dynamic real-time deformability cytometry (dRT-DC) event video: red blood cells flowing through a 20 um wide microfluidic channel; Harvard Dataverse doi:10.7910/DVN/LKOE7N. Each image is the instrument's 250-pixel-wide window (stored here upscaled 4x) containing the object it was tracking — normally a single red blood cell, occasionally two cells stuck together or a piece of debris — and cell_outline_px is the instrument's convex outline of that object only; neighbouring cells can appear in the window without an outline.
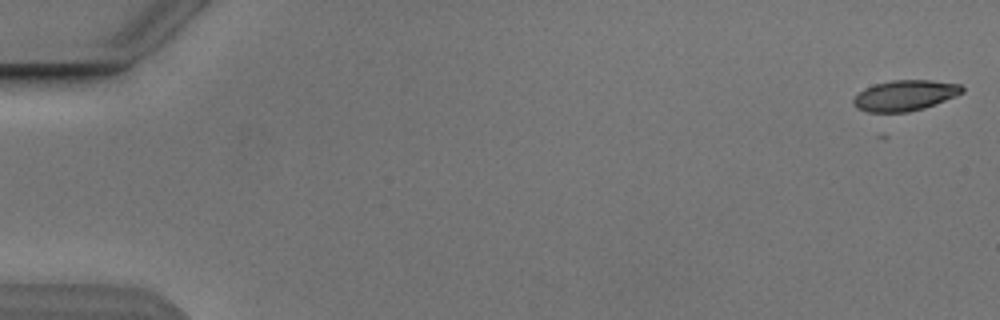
{"species": "Egyptian fruit bat (a non-hibernating species)", "species_latin": "Rousettus aegyptiacus", "temperature_condition": "cold", "stored_images_in_passage": 4, "camera_frame_rate_fps": 3000, "um_per_image_px": 0.085, "animal": {"sex": "male"}, "frame": {"image": 1, "passage_image": 1, "time_ms": 0.0, "image_size_px": [1000, 320], "cell_outline_px": [[964, 92], [956, 96], [936, 104], [924, 108], [908, 112], [868, 112], [856, 108], [852, 104], [852, 100], [864, 88], [876, 84], [892, 80], [932, 80], [960, 84], [964, 88]], "centroid_in_image_um": [76.93, 8.11], "position_along_channel_um": 8.1, "area_um2": 19.48}}
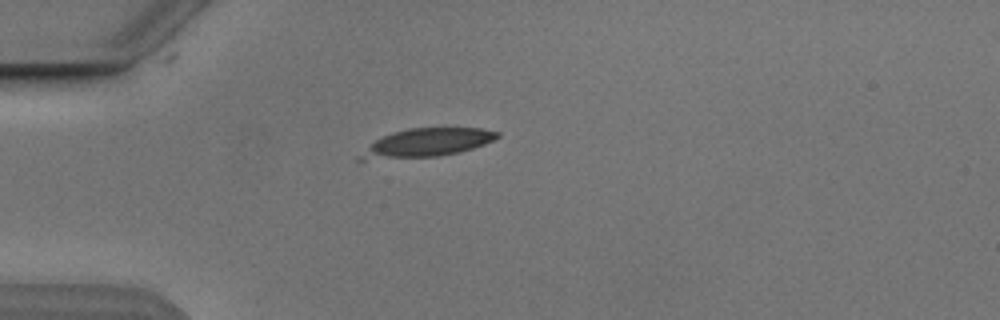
{"frame": {"image": 2, "passage_image": 4, "time_ms": 4.667, "image_size_px": [1000, 320], "cell_outline_px": [[500, 136], [484, 144], [460, 152], [440, 156], [364, 160], [356, 160], [356, 156], [376, 140], [384, 136], [408, 128], [480, 128], [500, 132]], "centroid_in_image_um": [36.26, 12.14], "position_along_channel_um": 48.7, "area_um2": 22.48}}